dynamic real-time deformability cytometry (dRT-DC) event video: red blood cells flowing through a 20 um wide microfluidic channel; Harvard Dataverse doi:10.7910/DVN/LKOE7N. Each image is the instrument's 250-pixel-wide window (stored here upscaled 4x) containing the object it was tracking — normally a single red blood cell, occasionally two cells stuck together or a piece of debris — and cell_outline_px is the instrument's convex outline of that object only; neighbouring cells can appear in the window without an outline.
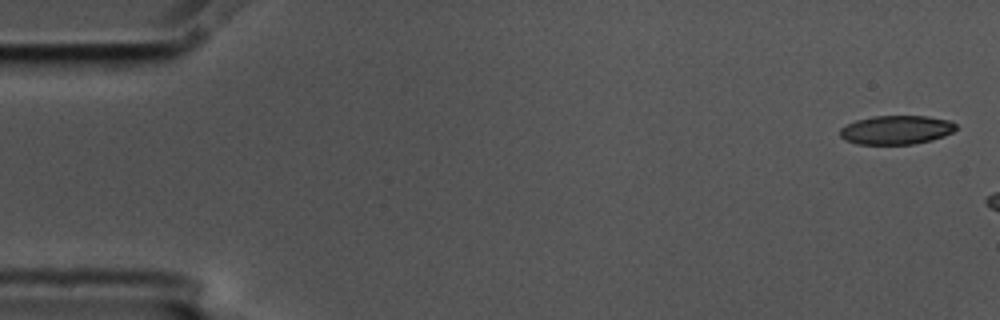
{"species": "common noctule bat (a hibernating species)", "species_latin": "Nyctalus noctula", "temperature_condition": "cold", "stored_images_in_passage": 3, "camera_frame_rate_fps": 3000, "um_per_image_px": 0.085, "animal": {"sex": "male", "body_mass_g": 17.5, "forearm_length_mm": 52.3}, "frame": {"image": 1, "passage_image": 1, "time_ms": 0.0, "image_size_px": [1000, 320], "cell_outline_px": [[956, 128], [952, 132], [944, 136], [932, 140], [912, 144], [856, 144], [844, 140], [840, 136], [840, 128], [856, 120], [872, 116], [928, 116], [952, 120], [956, 124]], "centroid_in_image_um": [76.19, 11.04], "position_along_channel_um": 8.8, "area_um2": 19.65}}